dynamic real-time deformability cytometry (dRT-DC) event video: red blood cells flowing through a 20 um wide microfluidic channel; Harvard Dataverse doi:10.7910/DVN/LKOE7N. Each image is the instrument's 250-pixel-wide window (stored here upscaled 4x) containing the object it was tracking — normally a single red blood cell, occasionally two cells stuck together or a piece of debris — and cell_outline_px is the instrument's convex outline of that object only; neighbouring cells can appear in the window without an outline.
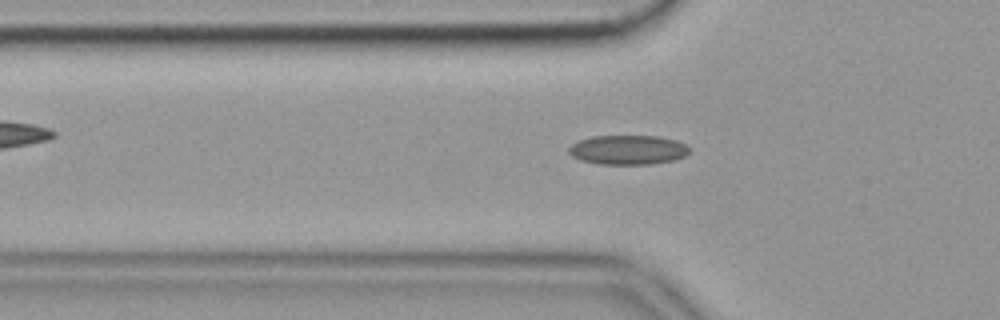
{"species": "common noctule bat (a hibernating species)", "species_latin": "Nyctalus noctula", "temperature_condition": "cold", "stored_images_in_passage": 18, "camera_frame_rate_fps": 3000, "um_per_image_px": 0.085, "animal": {"sex": "female", "body_mass_g": 19.9}, "frame": {"image": 1, "passage_image": 18, "time_ms": 5.667, "image_size_px": [1000, 320], "cell_outline_px": [[692, 148], [684, 156], [672, 160], [652, 164], [600, 164], [580, 160], [572, 156], [568, 152], [568, 148], [576, 140], [592, 136], [656, 136], [676, 140]], "centroid_in_image_um": [53.34, 12.73], "position_along_channel_um": 72.5, "area_um2": 20.75}}